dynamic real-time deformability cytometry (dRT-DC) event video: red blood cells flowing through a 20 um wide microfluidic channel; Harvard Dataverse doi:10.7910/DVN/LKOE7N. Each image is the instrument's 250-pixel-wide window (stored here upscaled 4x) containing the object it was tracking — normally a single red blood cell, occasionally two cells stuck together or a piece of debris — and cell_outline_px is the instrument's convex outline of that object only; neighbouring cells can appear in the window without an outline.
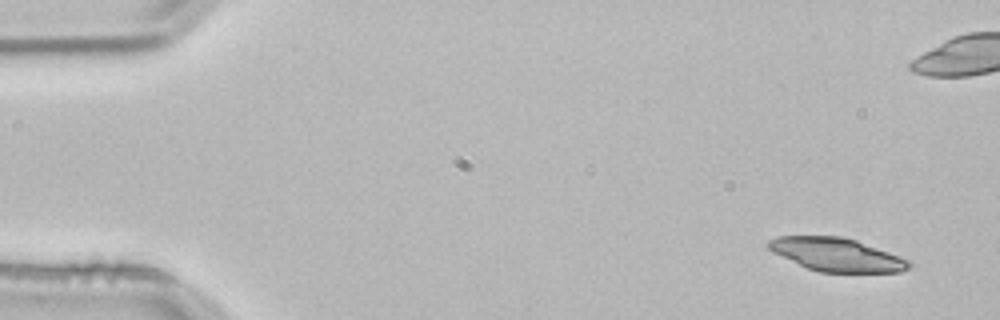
{"species": "common noctule bat (a hibernating species)", "species_latin": "Nyctalus noctula", "temperature_condition": "room temperature", "stored_images_in_passage": 4, "camera_frame_rate_fps": 3000, "um_per_image_px": 0.085, "animal": {"sex": "male", "body_mass_g": 21.5, "forearm_length_mm": 52.0}, "frame": {"image": 1, "passage_image": 1, "time_ms": 0.0, "image_size_px": [1000, 320], "cell_outline_px": [[912, 264], [908, 268], [900, 272], [820, 272], [808, 268], [772, 252], [764, 244], [768, 240], [776, 236], [840, 236], [856, 240], [912, 260]], "centroid_in_image_um": [71.11, 21.63], "position_along_channel_um": 13.9, "area_um2": 27.34}}